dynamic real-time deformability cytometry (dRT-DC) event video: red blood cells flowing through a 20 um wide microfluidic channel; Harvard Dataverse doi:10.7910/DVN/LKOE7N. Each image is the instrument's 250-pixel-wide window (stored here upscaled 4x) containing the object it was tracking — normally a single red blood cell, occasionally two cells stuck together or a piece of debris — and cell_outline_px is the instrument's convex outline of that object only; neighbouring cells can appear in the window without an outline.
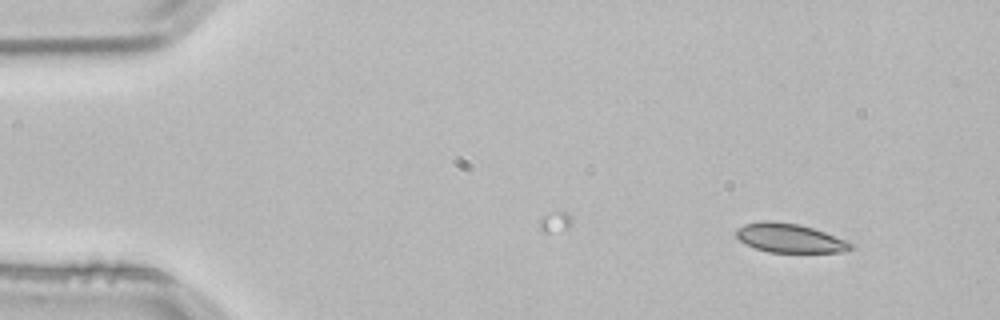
{"species": "common noctule bat (a hibernating species)", "species_latin": "Nyctalus noctula", "temperature_condition": "room temperature", "stored_images_in_passage": 5, "camera_frame_rate_fps": 3000, "um_per_image_px": 0.085, "animal": {"sex": "male", "body_mass_g": 21.5, "forearm_length_mm": 52.0}, "frame": {"image": 1, "passage_image": 3, "time_ms": 0.667, "image_size_px": [1000, 320], "cell_outline_px": [[856, 248], [844, 252], [768, 252], [744, 244], [736, 236], [736, 228], [744, 224], [764, 220], [772, 220], [800, 224], [824, 232], [844, 240], [852, 244]], "centroid_in_image_um": [67.09, 20.23], "position_along_channel_um": 17.9, "area_um2": 19.42}}
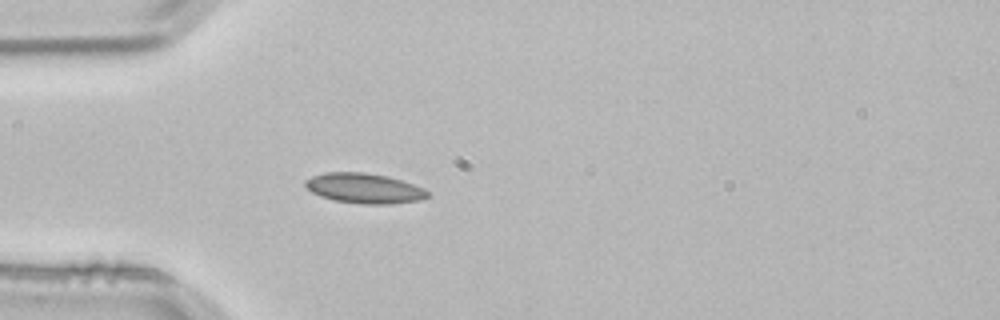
{"frame": {"image": 2, "passage_image": 5, "time_ms": 1.333, "image_size_px": [1000, 320], "cell_outline_px": [[428, 196], [420, 200], [392, 204], [360, 204], [336, 200], [320, 196], [312, 192], [304, 184], [304, 180], [312, 176], [324, 172], [364, 172], [388, 176], [424, 188], [428, 192]], "centroid_in_image_um": [30.95, 16.0], "position_along_channel_um": 54.1, "area_um2": 21.39}}